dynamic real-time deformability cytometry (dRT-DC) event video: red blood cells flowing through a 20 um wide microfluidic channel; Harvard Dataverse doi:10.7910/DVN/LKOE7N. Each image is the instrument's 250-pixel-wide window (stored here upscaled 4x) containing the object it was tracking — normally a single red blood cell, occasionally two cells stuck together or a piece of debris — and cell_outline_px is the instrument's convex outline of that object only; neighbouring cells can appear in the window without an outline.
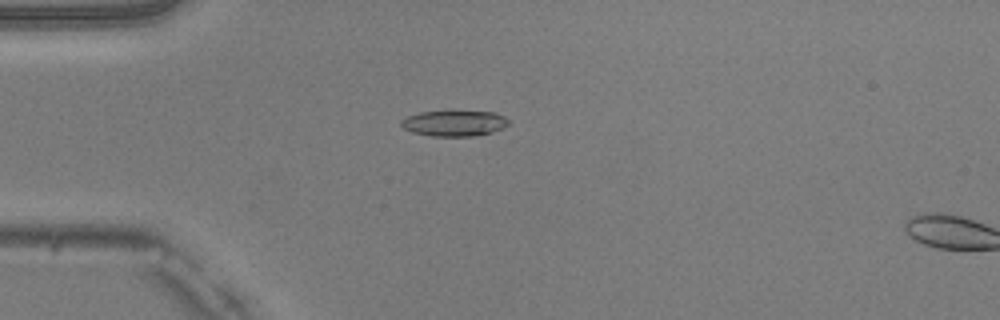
{"species": "common noctule bat (a hibernating species)", "species_latin": "Nyctalus noctula", "temperature_condition": "warm", "stored_images_in_passage": 15, "camera_frame_rate_fps": 3000, "um_per_image_px": 0.085, "animal": {"sex": "male", "body_mass_g": 20.5, "forearm_length_mm": 52.5}, "frame": {"image": 1, "passage_image": 13, "time_ms": 4.0, "image_size_px": [1000, 320], "cell_outline_px": [[512, 120], [504, 128], [492, 132], [472, 136], [432, 136], [412, 132], [404, 128], [400, 124], [400, 120], [408, 116], [420, 112], [496, 112]], "centroid_in_image_um": [38.65, 10.48], "position_along_channel_um": 46.4, "area_um2": 16.01}}